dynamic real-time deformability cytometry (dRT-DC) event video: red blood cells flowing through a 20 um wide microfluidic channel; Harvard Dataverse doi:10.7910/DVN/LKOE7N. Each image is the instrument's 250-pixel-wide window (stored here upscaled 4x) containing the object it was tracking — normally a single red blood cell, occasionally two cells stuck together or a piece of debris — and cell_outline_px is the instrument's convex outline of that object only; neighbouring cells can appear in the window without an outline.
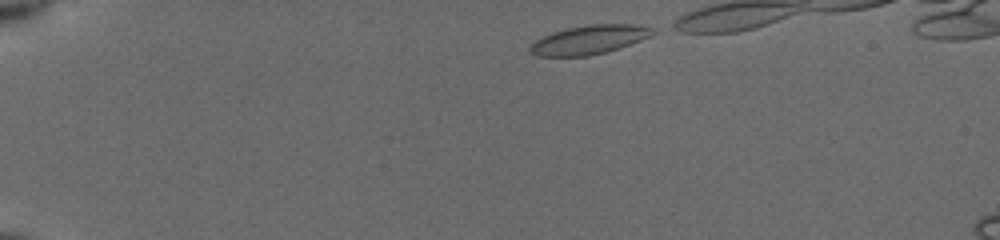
{"species": "common noctule bat (a hibernating species)", "species_latin": "Nyctalus noctula", "temperature_condition": "cold", "stored_images_in_passage": 35, "camera_frame_rate_fps": 3000, "um_per_image_px": 0.085, "animal": {"sex": "female", "body_mass_g": 19.5, "forearm_length_mm": 54.1}, "frame": {"image": 1, "passage_image": 1, "time_ms": 0.0, "image_size_px": [1000, 240], "cell_outline_px": [[656, 32], [640, 40], [620, 48], [588, 56], [536, 56], [528, 52], [528, 48], [536, 40], [552, 32], [568, 28], [588, 24], [636, 24], [656, 28]], "centroid_in_image_um": [50.08, 3.37], "position_along_channel_um": 34.9, "area_um2": 20.69}}
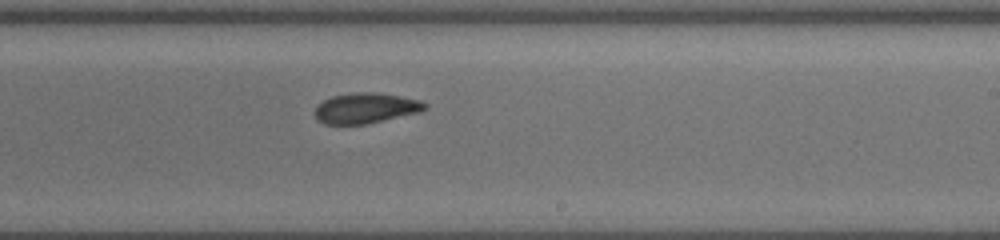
{"frame": {"image": 2, "passage_image": 24, "time_ms": 7.667, "image_size_px": [1000, 240], "cell_outline_px": [[428, 108], [420, 112], [364, 124], [324, 124], [316, 120], [316, 104], [332, 96], [348, 92], [376, 92], [400, 96], [420, 100], [428, 104]], "centroid_in_image_um": [31.08, 9.17], "position_along_channel_um": 257.9, "area_um2": 19.59}}
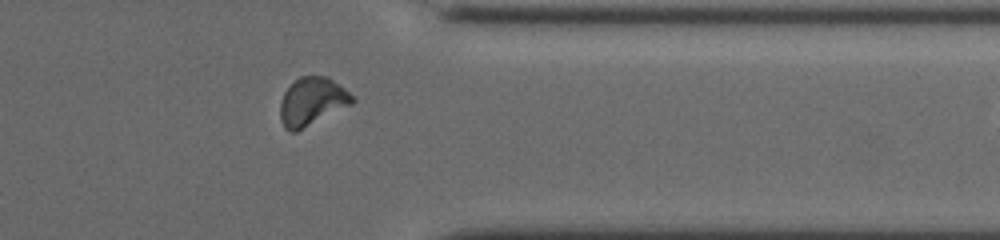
{"frame": {"image": 3, "passage_image": 34, "time_ms": 11.0, "image_size_px": [1000, 240], "cell_outline_px": [[356, 100], [352, 104], [296, 132], [292, 132], [284, 128], [280, 116], [280, 104], [284, 92], [300, 76], [328, 76], [356, 96]], "centroid_in_image_um": [26.56, 8.62], "position_along_channel_um": 384.8, "area_um2": 20.23}}